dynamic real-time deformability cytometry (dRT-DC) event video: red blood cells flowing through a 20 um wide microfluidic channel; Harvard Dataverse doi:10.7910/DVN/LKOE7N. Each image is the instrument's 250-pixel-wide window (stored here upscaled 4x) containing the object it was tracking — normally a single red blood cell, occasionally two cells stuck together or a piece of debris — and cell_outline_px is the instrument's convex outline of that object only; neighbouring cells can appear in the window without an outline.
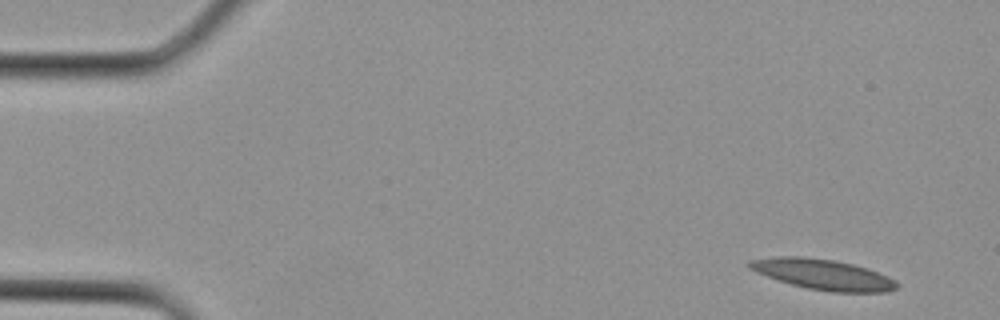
{"species": "Egyptian fruit bat (a non-hibernating species)", "species_latin": "Rousettus aegyptiacus", "temperature_condition": "cold", "stored_images_in_passage": 7, "camera_frame_rate_fps": 3000, "um_per_image_px": 0.085, "animal": {"sex": "female"}, "frame": {"image": 1, "passage_image": 7, "time_ms": 2.0, "image_size_px": [1000, 320], "cell_outline_px": [[900, 284], [896, 288], [888, 292], [832, 292], [808, 288], [792, 284], [756, 272], [748, 268], [748, 260], [780, 256], [804, 256], [832, 260], [852, 264], [868, 268], [888, 276], [896, 280]], "centroid_in_image_um": [69.99, 23.32], "position_along_channel_um": 15.0, "area_um2": 26.07}}